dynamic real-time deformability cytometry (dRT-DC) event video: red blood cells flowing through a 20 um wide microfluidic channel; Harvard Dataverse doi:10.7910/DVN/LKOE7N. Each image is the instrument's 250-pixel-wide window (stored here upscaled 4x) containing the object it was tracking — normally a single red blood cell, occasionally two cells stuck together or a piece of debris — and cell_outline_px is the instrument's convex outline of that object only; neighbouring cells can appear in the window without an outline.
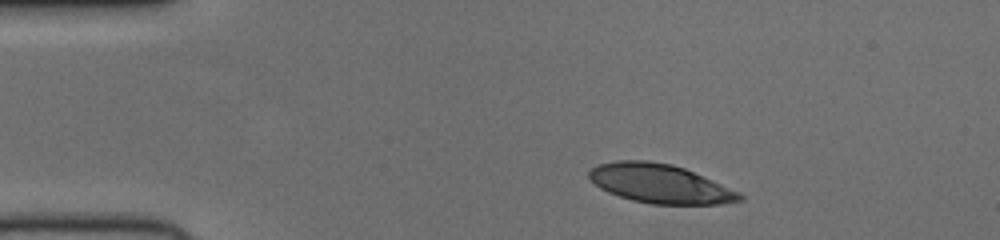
{"species": "human", "species_latin": "Homo sapiens", "temperature_condition": "cold", "stored_images_in_passage": 43, "camera_frame_rate_fps": 3000, "um_per_image_px": 0.085, "donor": {"sex": "female"}, "frame": {"image": 1, "passage_image": 1, "time_ms": 0.0, "image_size_px": [1000, 240], "cell_outline_px": [[744, 200], [720, 204], [652, 204], [632, 200], [608, 192], [600, 188], [588, 176], [588, 172], [596, 164], [616, 160], [648, 160], [672, 164], [684, 168], [740, 192], [744, 196]], "centroid_in_image_um": [56.1, 15.6], "position_along_channel_um": 28.9, "area_um2": 34.16}}
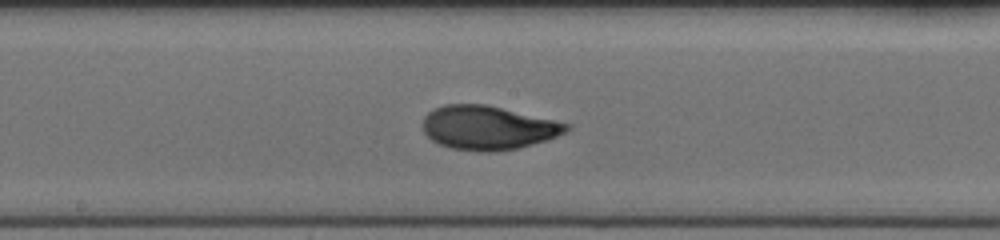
{"frame": {"image": 2, "passage_image": 19, "time_ms": 6.0, "image_size_px": [1000, 240], "cell_outline_px": [[572, 128], [548, 140], [520, 148], [492, 152], [480, 152], [452, 148], [440, 144], [432, 140], [424, 132], [424, 116], [428, 112], [444, 104], [488, 104], [572, 124]], "centroid_in_image_um": [41.52, 10.85], "position_along_channel_um": 206.7, "area_um2": 36.93}}
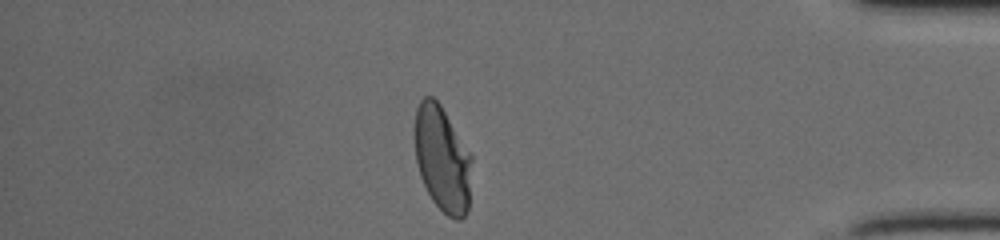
{"frame": {"image": 3, "passage_image": 36, "time_ms": 11.667, "image_size_px": [1000, 240], "cell_outline_px": [[472, 160], [468, 212], [460, 220], [456, 220], [448, 216], [432, 200], [420, 176], [416, 164], [412, 128], [416, 108], [420, 100], [424, 96], [432, 96], [440, 104], [472, 156]], "centroid_in_image_um": [37.56, 13.48], "position_along_channel_um": 397.6, "area_um2": 35.66}}